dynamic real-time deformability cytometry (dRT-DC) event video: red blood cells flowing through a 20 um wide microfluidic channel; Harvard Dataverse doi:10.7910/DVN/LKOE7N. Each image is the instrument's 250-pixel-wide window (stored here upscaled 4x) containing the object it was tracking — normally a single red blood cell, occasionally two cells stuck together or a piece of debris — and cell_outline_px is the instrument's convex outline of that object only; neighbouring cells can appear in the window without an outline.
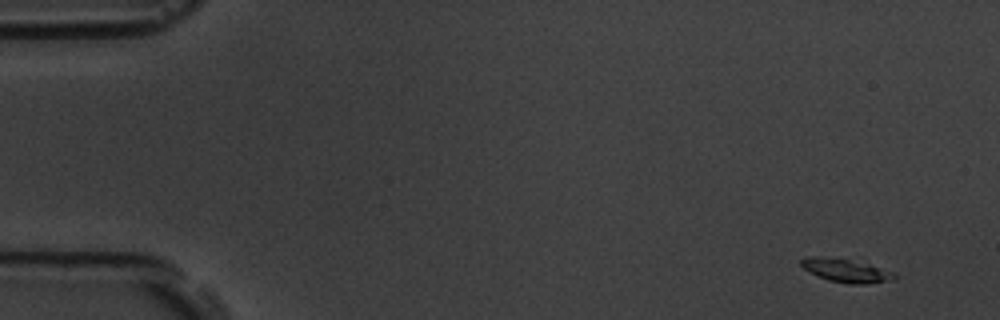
{"species": "common noctule bat (a hibernating species)", "species_latin": "Nyctalus noctula", "temperature_condition": "room temperature", "stored_images_in_passage": 5, "camera_frame_rate_fps": 3000, "um_per_image_px": 0.085, "animal": {"sex": "male", "body_mass_g": 19.5, "forearm_length_mm": 54.6}, "frame": {"image": 1, "passage_image": 1, "time_ms": 0.0, "image_size_px": [1000, 320], "cell_outline_px": [[896, 280], [864, 284], [848, 284], [828, 280], [804, 268], [800, 264], [800, 260], [804, 256], [860, 256], [896, 272]], "centroid_in_image_um": [72.07, 22.9], "position_along_channel_um": 12.9, "area_um2": 14.28}}
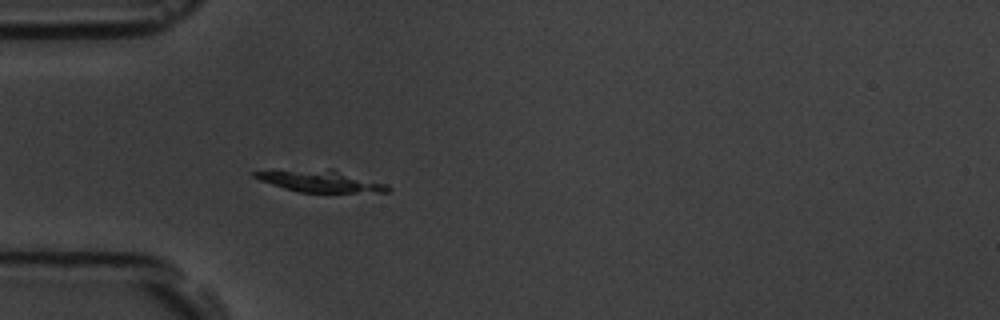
{"frame": {"image": 2, "passage_image": 5, "time_ms": 4.667, "image_size_px": [1000, 320], "cell_outline_px": [[392, 188], [388, 192], [300, 192], [284, 188], [260, 180], [252, 176], [252, 172], [328, 168], [332, 168], [388, 184]], "centroid_in_image_um": [27.32, 15.39], "position_along_channel_um": 57.7, "area_um2": 16.94}}